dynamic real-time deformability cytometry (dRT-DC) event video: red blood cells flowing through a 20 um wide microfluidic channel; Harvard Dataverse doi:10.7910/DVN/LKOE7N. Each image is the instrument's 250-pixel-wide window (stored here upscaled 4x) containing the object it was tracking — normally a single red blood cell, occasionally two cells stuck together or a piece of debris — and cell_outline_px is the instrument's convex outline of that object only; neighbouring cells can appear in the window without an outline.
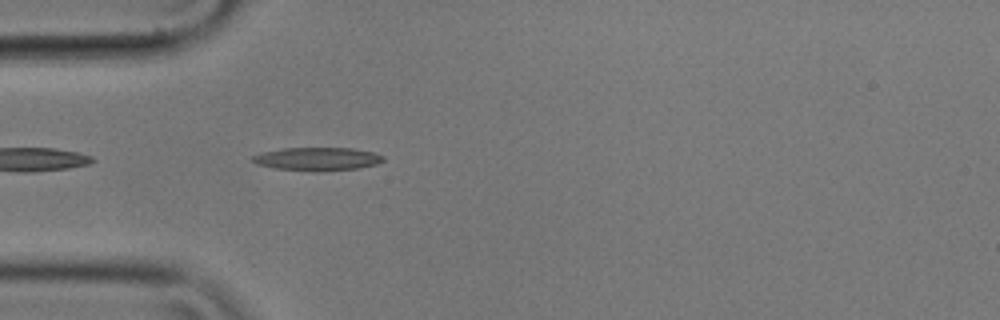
{"species": "common noctule bat (a hibernating species)", "species_latin": "Nyctalus noctula", "temperature_condition": "cold", "stored_images_in_passage": 41, "camera_frame_rate_fps": 3000, "um_per_image_px": 0.085, "animal": {"sex": "male", "body_mass_g": 17.9}, "frame": {"image": 1, "passage_image": 1, "time_ms": 0.0, "image_size_px": [1000, 320], "cell_outline_px": [[384, 160], [376, 164], [360, 168], [316, 172], [312, 172], [276, 168], [256, 164], [252, 160], [252, 156], [260, 152], [284, 148], [352, 148], [376, 152], [384, 156]], "centroid_in_image_um": [26.99, 13.51], "position_along_channel_um": 58.0, "area_um2": 17.92}}
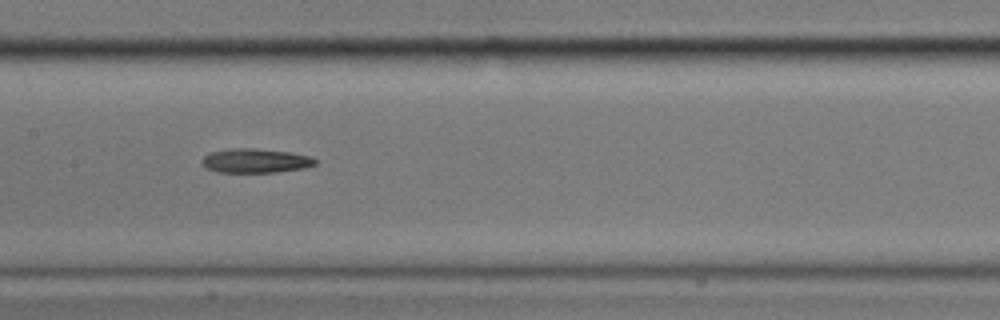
{"frame": {"image": 2, "passage_image": 12, "time_ms": 3.667, "image_size_px": [1000, 320], "cell_outline_px": [[316, 164], [304, 168], [272, 172], [220, 172], [208, 168], [200, 164], [200, 160], [204, 156], [212, 152], [228, 148], [256, 148], [288, 152], [312, 156], [316, 160]], "centroid_in_image_um": [21.7, 13.65], "position_along_channel_um": 185.7, "area_um2": 15.95}}
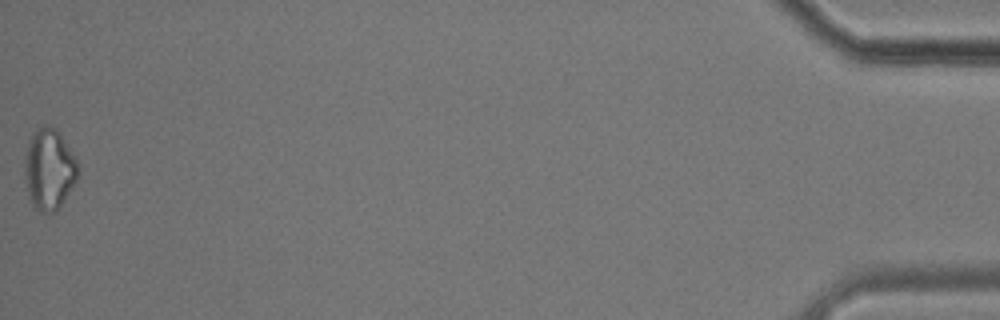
{"frame": {"image": 3, "passage_image": 41, "time_ms": 13.333, "image_size_px": [1000, 320], "cell_outline_px": [[80, 172], [76, 180], [56, 212], [40, 212], [32, 208], [28, 200], [24, 176], [24, 160], [28, 140], [32, 132], [36, 128], [44, 124], [48, 124], [56, 128], [76, 160], [80, 168]], "centroid_in_image_um": [4.13, 14.39], "position_along_channel_um": 431.1, "area_um2": 25.66}}